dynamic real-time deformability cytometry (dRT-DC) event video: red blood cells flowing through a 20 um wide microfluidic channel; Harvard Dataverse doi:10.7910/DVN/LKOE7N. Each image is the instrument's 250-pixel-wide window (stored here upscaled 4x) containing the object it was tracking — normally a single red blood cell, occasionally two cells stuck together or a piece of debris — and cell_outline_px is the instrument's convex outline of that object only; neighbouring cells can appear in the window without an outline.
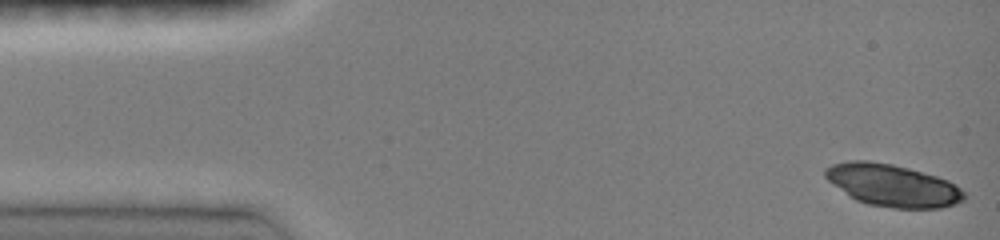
{"species": "common noctule bat (a hibernating species)", "species_latin": "Nyctalus noctula", "temperature_condition": "room temperature", "stored_images_in_passage": 37, "camera_frame_rate_fps": 3000, "um_per_image_px": 0.085, "animal": {"sex": "female", "body_mass_g": 19.0, "forearm_length_mm": 51.5}, "frame": {"image": 1, "passage_image": 1, "time_ms": 0.0, "image_size_px": [1000, 240], "cell_outline_px": [[968, 196], [964, 200], [956, 204], [940, 208], [892, 208], [868, 204], [856, 200], [848, 196], [828, 180], [824, 176], [824, 168], [832, 164], [848, 160], [868, 160], [892, 164], [908, 168], [936, 176], [948, 180], [960, 188]], "centroid_in_image_um": [75.86, 15.75], "position_along_channel_um": 9.1, "area_um2": 34.33}}